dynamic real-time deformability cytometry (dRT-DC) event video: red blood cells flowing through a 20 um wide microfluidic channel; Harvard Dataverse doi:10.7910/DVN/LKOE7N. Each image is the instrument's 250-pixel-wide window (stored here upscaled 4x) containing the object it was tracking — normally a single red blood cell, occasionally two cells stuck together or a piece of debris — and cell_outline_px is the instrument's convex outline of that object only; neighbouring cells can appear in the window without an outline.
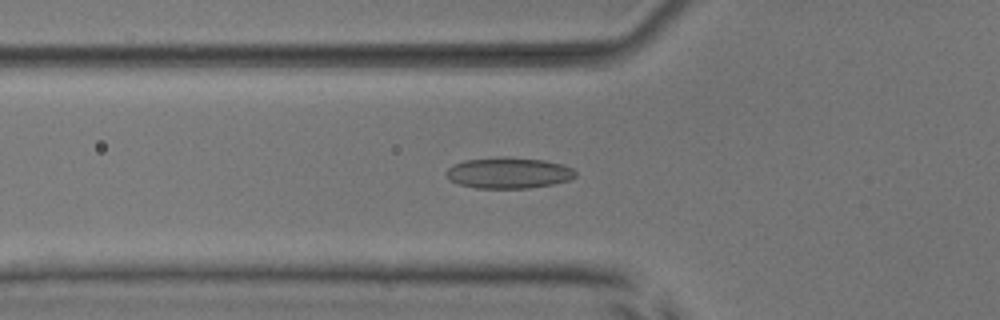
{"species": "common noctule bat (a hibernating species)", "species_latin": "Nyctalus noctula", "temperature_condition": "room temperature", "stored_images_in_passage": 39, "camera_frame_rate_fps": 3000, "um_per_image_px": 0.085, "animal": {"sex": "male", "body_mass_g": 17.9, "forearm_length_mm": 54.2}, "frame": {"image": 1, "passage_image": 13, "time_ms": 4.0, "image_size_px": [1000, 320], "cell_outline_px": [[576, 176], [568, 180], [552, 184], [528, 188], [476, 188], [460, 184], [452, 180], [444, 172], [452, 164], [464, 160], [504, 156], [544, 160], [564, 164], [572, 168], [576, 172]], "centroid_in_image_um": [43.24, 14.68], "position_along_channel_um": 82.6, "area_um2": 23.41}}
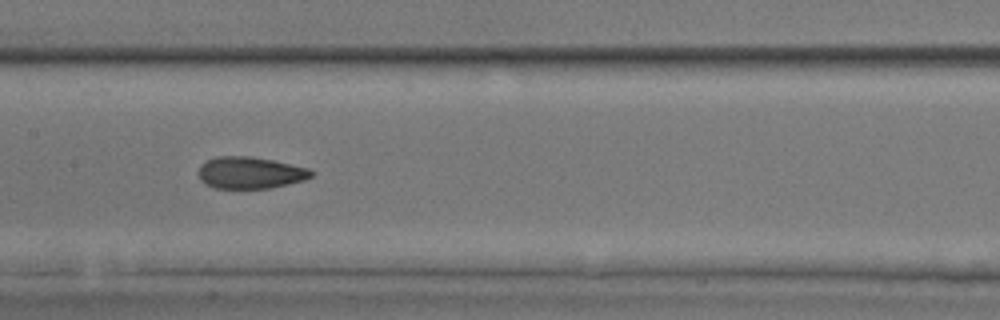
{"frame": {"image": 2, "passage_image": 21, "time_ms": 6.667, "image_size_px": [1000, 320], "cell_outline_px": [[316, 172], [312, 176], [304, 180], [288, 184], [268, 188], [216, 188], [204, 184], [200, 180], [200, 164], [216, 156], [252, 156], [272, 160], [308, 168]], "centroid_in_image_um": [21.27, 14.68], "position_along_channel_um": 186.1, "area_um2": 20.87}}
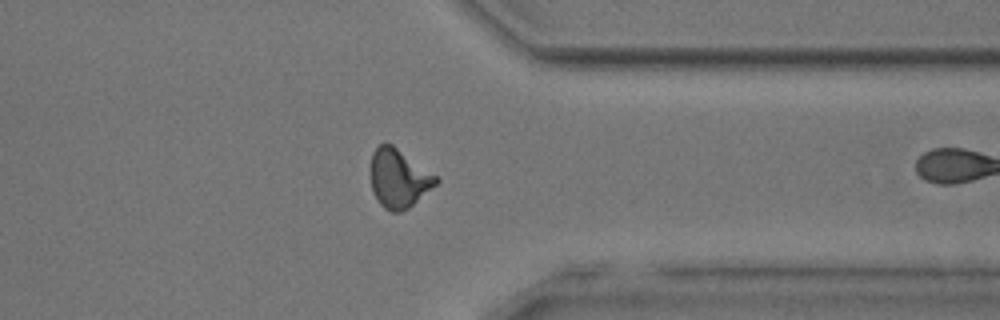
{"frame": {"image": 3, "passage_image": 37, "time_ms": 12.0, "image_size_px": [1000, 320], "cell_outline_px": [[440, 180], [436, 184], [408, 208], [400, 212], [392, 212], [384, 208], [380, 204], [372, 188], [372, 152], [380, 144], [392, 144], [436, 176]], "centroid_in_image_um": [33.89, 15.17], "position_along_channel_um": 377.5, "area_um2": 21.68}}